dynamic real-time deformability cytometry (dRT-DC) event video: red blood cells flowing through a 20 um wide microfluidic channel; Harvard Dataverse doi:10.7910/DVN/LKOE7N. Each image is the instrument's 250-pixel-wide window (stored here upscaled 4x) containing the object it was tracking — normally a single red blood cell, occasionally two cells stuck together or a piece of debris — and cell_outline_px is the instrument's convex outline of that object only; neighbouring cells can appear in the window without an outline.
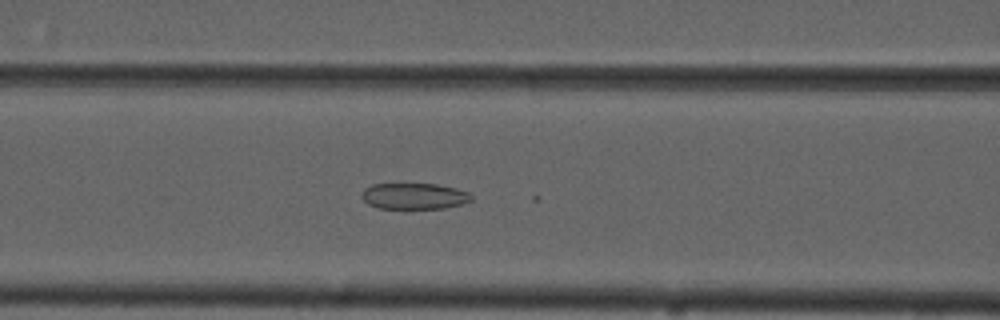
{"species": "common noctule bat (a hibernating species)", "species_latin": "Nyctalus noctula", "temperature_condition": "cold", "stored_images_in_passage": 52, "camera_frame_rate_fps": 3000, "um_per_image_px": 0.085, "animal": {"sex": "male", "forearm_length_mm": 52.5}, "frame": {"image": 1, "passage_image": 22, "time_ms": 7.0, "image_size_px": [1000, 320], "cell_outline_px": [[472, 200], [460, 204], [444, 208], [376, 208], [368, 204], [360, 196], [364, 188], [372, 184], [436, 184], [456, 188], [468, 192], [472, 196]], "centroid_in_image_um": [35.17, 16.66], "position_along_channel_um": 131.4, "area_um2": 16.65}}
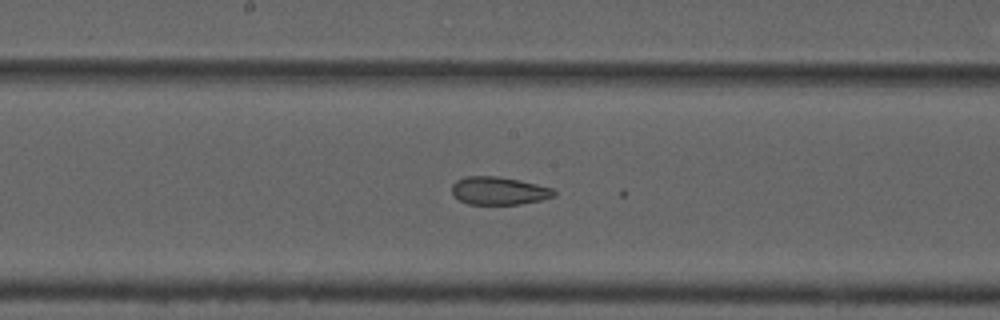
{"frame": {"image": 2, "passage_image": 28, "time_ms": 9.0, "image_size_px": [1000, 320], "cell_outline_px": [[556, 196], [540, 200], [520, 204], [468, 204], [452, 196], [452, 184], [456, 180], [464, 176], [496, 176], [520, 180], [556, 188]], "centroid_in_image_um": [42.42, 16.21], "position_along_channel_um": 205.8, "area_um2": 16.88}}
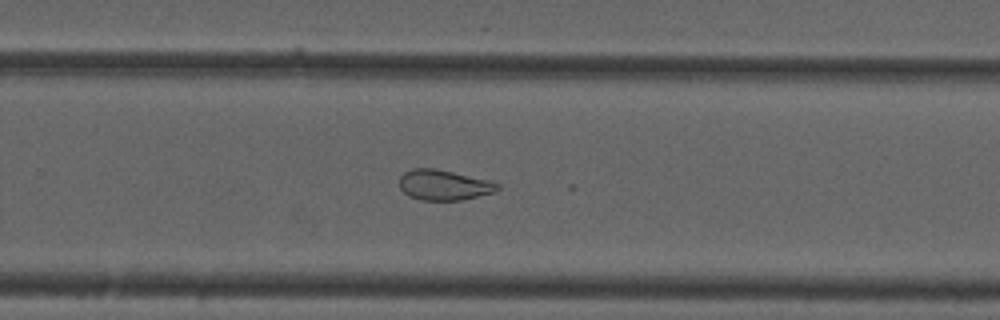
{"frame": {"image": 3, "passage_image": 35, "time_ms": 11.333, "image_size_px": [1000, 320], "cell_outline_px": [[500, 188], [496, 192], [460, 200], [420, 200], [408, 196], [400, 188], [400, 176], [404, 172], [412, 168], [436, 168], [500, 184]], "centroid_in_image_um": [37.69, 15.73], "position_along_channel_um": 292.1, "area_um2": 17.17}, "authors_computed_cell_mechanics": {"area_um2": 17.6868, "velocity_mm_per_s": 3.7172, "shape_relaxation_time_tau1_ms": null, "shape_relaxation_time_tau2_ms": 5.9151, "deformation_change_tau1": null, "deformation_change_tau2": 0.1116}}